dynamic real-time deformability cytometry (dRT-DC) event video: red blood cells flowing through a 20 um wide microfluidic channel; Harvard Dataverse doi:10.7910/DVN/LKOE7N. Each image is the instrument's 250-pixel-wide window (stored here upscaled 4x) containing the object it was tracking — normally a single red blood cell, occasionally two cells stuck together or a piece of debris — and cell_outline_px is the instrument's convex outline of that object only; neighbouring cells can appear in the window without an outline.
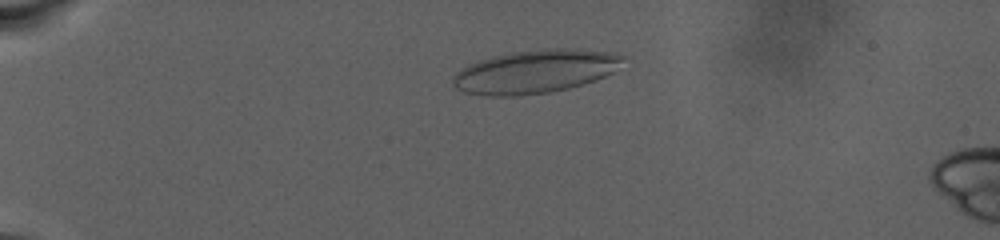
{"species": "human", "species_latin": "Homo sapiens", "temperature_condition": "warm", "stored_images_in_passage": 71, "camera_frame_rate_fps": 3000, "um_per_image_px": 0.085, "donor": {"sex": "male"}, "frame": {"image": 1, "passage_image": 6, "time_ms": 1.667, "image_size_px": [1000, 240], "cell_outline_px": [[628, 56], [612, 72], [596, 80], [568, 88], [548, 92], [516, 96], [488, 96], [464, 92], [456, 88], [452, 84], [452, 76], [460, 68], [468, 64], [492, 56], [512, 52], [544, 48], [568, 48], [612, 52]], "centroid_in_image_um": [45.47, 6.07], "position_along_channel_um": 39.5, "area_um2": 43.12}}
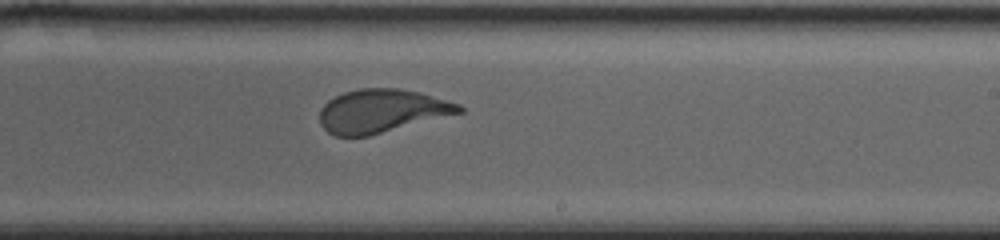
{"frame": {"image": 2, "passage_image": 41, "time_ms": 13.333, "image_size_px": [1000, 240], "cell_outline_px": [[464, 112], [368, 136], [336, 136], [328, 132], [320, 124], [320, 108], [328, 100], [344, 92], [360, 88], [400, 88], [420, 92], [460, 104], [464, 108]], "centroid_in_image_um": [32.45, 9.43], "position_along_channel_um": 256.6, "area_um2": 35.26}}
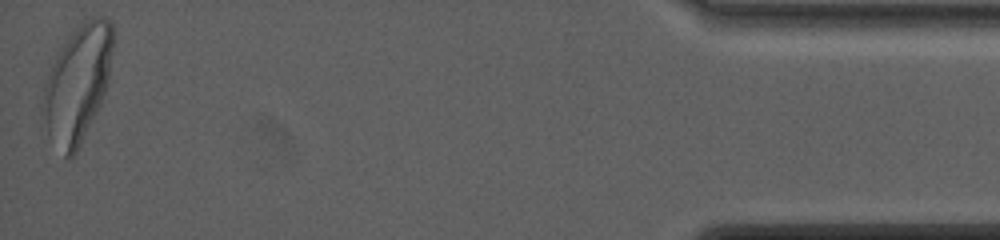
{"frame": {"image": 3, "passage_image": 71, "time_ms": 23.333, "image_size_px": [1000, 240], "cell_outline_px": [[112, 48], [108, 80], [100, 104], [76, 152], [68, 160], [64, 156], [48, 136], [40, 112], [40, 104], [44, 84], [56, 52], [68, 36], [80, 24], [92, 16], [104, 16], [112, 24]], "centroid_in_image_um": [6.53, 7.11], "position_along_channel_um": 428.7, "area_um2": 47.69}, "authors_computed_cell_mechanics": {"area_um2": 39.0728, "velocity_mm_per_s": 2.4462, "shape_relaxation_time_tau1_ms": 7.007, "shape_relaxation_time_tau2_ms": null, "deformation_change_tau1": 0.1944, "deformation_change_tau2": null}}